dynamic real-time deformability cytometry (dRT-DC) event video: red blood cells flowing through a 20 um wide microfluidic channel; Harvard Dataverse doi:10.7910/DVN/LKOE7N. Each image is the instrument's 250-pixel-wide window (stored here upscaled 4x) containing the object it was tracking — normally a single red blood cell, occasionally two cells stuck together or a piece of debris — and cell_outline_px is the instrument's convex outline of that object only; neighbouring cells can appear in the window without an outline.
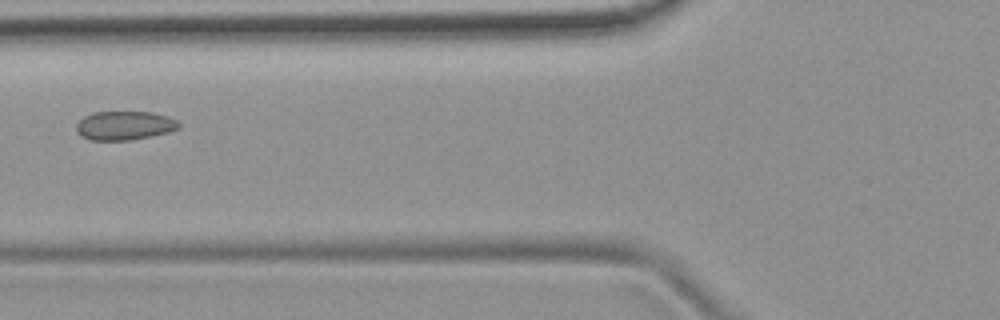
{"species": "common noctule bat (a hibernating species)", "species_latin": "Nyctalus noctula", "temperature_condition": "room temperature", "stored_images_in_passage": 5, "camera_frame_rate_fps": 3000, "um_per_image_px": 0.085, "animal": {"sex": "female", "body_mass_g": 19.9}, "frame": {"image": 1, "passage_image": 5, "time_ms": 6.0, "image_size_px": [1000, 320], "cell_outline_px": [[180, 128], [168, 132], [152, 136], [128, 140], [92, 140], [76, 132], [76, 124], [84, 116], [92, 112], [152, 112], [168, 116], [176, 120], [180, 124]], "centroid_in_image_um": [10.6, 10.66], "position_along_channel_um": 115.2, "area_um2": 17.22}}